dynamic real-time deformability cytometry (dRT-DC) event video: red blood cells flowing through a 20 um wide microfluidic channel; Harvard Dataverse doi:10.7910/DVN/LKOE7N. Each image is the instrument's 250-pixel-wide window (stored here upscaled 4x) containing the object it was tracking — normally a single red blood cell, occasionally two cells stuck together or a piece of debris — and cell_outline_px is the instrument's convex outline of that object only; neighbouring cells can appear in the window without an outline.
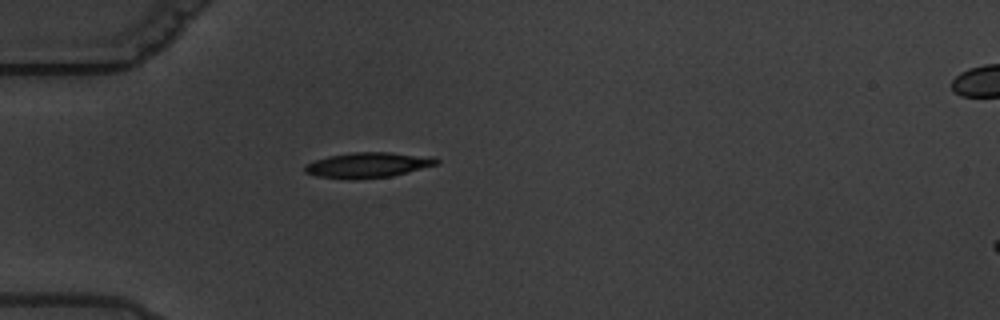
{"species": "common noctule bat (a hibernating species)", "species_latin": "Nyctalus noctula", "temperature_condition": "warm", "stored_images_in_passage": 3, "camera_frame_rate_fps": 3000, "um_per_image_px": 0.085, "animal": {"sex": "male", "body_mass_g": 19.5, "forearm_length_mm": 54.6}, "frame": {"image": 1, "passage_image": 2, "time_ms": 1.333, "image_size_px": [1000, 320], "cell_outline_px": [[440, 160], [436, 164], [408, 172], [392, 176], [356, 180], [348, 180], [316, 176], [304, 172], [304, 168], [308, 164], [316, 160], [328, 156], [352, 152], [388, 152], [432, 156]], "centroid_in_image_um": [31.27, 14.03], "position_along_channel_um": 53.7, "area_um2": 19.54}}